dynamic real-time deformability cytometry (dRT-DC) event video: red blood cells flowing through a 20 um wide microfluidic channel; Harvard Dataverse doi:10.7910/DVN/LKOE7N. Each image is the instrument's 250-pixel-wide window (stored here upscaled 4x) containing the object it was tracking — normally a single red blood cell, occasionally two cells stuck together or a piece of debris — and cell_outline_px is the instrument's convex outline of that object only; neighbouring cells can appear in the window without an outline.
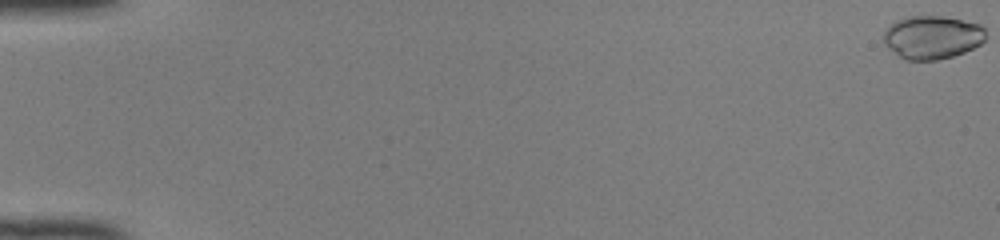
{"species": "common noctule bat (a hibernating species)", "species_latin": "Nyctalus noctula", "temperature_condition": "room temperature", "stored_images_in_passage": 51, "camera_frame_rate_fps": 3000, "um_per_image_px": 0.085, "animal": {"sex": "female", "body_mass_g": 22.0, "forearm_length_mm": 56.7}, "frame": {"image": 1, "passage_image": 1, "time_ms": 0.0, "image_size_px": [1000, 240], "cell_outline_px": [[984, 40], [980, 44], [964, 52], [952, 56], [936, 60], [904, 60], [888, 48], [884, 44], [884, 32], [896, 20], [908, 16], [940, 16], [980, 24], [984, 28]], "centroid_in_image_um": [79.21, 3.17], "position_along_channel_um": 5.8, "area_um2": 25.55}}
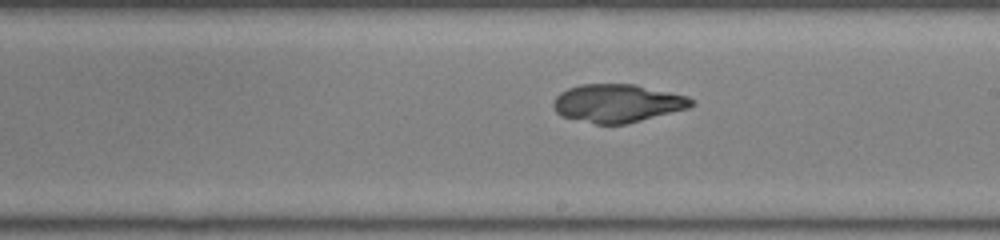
{"frame": {"image": 2, "passage_image": 31, "time_ms": 10.0, "image_size_px": [1000, 240], "cell_outline_px": [[692, 104], [688, 108], [628, 124], [596, 124], [560, 116], [556, 112], [552, 104], [556, 96], [560, 92], [568, 88], [580, 84], [636, 84], [688, 96], [692, 100]], "centroid_in_image_um": [52.45, 8.77], "position_along_channel_um": 236.5, "area_um2": 30.75}}
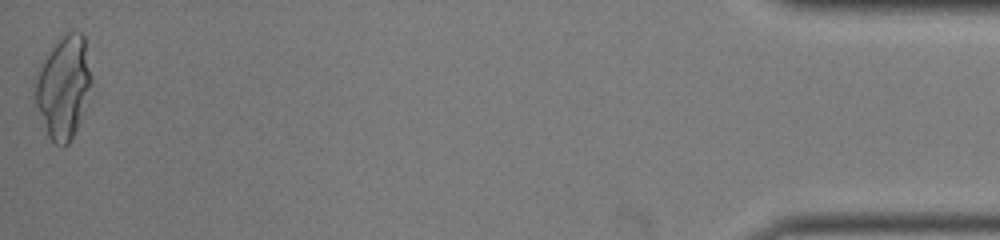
{"frame": {"image": 3, "passage_image": 51, "time_ms": 16.667, "image_size_px": [1000, 240], "cell_outline_px": [[92, 80], [76, 128], [68, 144], [64, 148], [60, 148], [48, 136], [36, 104], [32, 92], [36, 80], [44, 60], [52, 48], [68, 32], [80, 32], [84, 36], [92, 76]], "centroid_in_image_um": [5.39, 7.43], "position_along_channel_um": 429.8, "area_um2": 32.66}}